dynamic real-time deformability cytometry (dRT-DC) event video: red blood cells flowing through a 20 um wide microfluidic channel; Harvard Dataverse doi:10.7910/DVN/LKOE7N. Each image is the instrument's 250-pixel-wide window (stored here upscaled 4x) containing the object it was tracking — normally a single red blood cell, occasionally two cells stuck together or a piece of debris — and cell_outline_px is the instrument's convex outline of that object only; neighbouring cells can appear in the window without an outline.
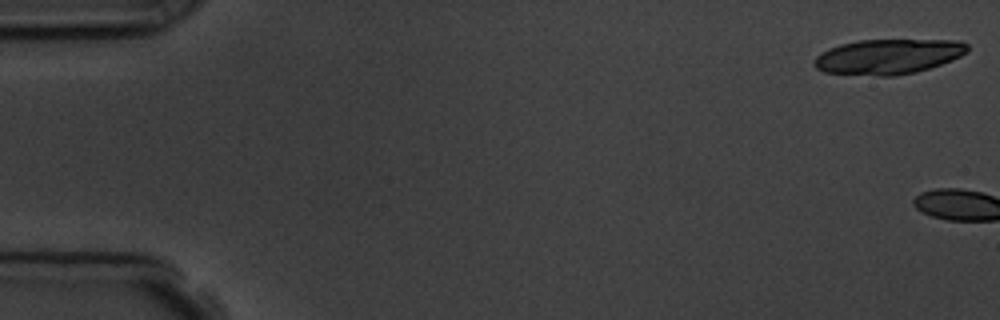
{"species": "common noctule bat (a hibernating species)", "species_latin": "Nyctalus noctula", "temperature_condition": "room temperature", "stored_images_in_passage": 7, "camera_frame_rate_fps": 3000, "um_per_image_px": 0.085, "animal": {"sex": "male", "body_mass_g": 19.5, "forearm_length_mm": 54.6}, "frame": {"image": 1, "passage_image": 1, "time_ms": 0.0, "image_size_px": [1000, 320], "cell_outline_px": [[968, 52], [952, 60], [916, 72], [896, 76], [880, 76], [824, 72], [816, 68], [812, 64], [812, 60], [820, 52], [828, 48], [840, 44], [860, 40], [960, 40], [968, 44]], "centroid_in_image_um": [75.47, 4.8], "position_along_channel_um": 9.5, "area_um2": 31.5}}
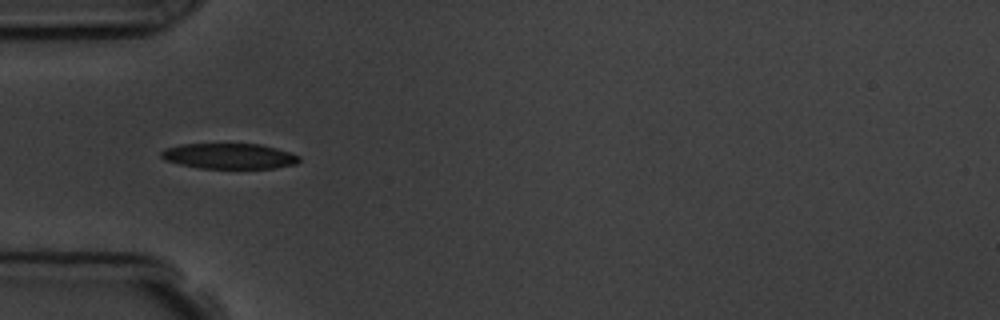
{"frame": {"image": 2, "passage_image": 5, "time_ms": 6.333, "image_size_px": [1000, 320], "cell_outline_px": [[300, 160], [296, 164], [272, 168], [200, 168], [180, 164], [164, 160], [160, 156], [160, 152], [164, 148], [180, 144], [260, 144], [276, 148], [300, 156]], "centroid_in_image_um": [19.44, 13.26], "position_along_channel_um": 65.6, "area_um2": 20.46}}